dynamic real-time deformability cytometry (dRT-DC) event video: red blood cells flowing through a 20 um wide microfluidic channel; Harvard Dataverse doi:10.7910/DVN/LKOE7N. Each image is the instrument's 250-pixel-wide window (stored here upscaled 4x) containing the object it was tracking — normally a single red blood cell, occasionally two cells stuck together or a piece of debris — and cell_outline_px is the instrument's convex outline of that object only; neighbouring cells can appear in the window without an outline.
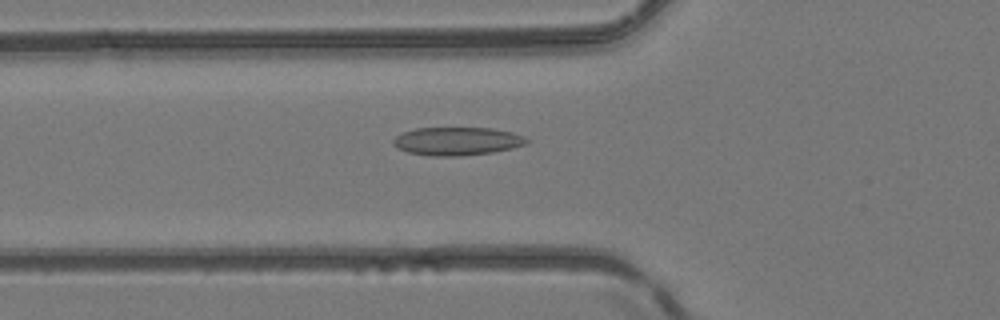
{"species": "common noctule bat (a hibernating species)", "species_latin": "Nyctalus noctula", "temperature_condition": "room temperature", "stored_images_in_passage": 51, "camera_frame_rate_fps": 3000, "um_per_image_px": 0.085, "animal": {"sex": "female", "body_mass_g": 24.6, "forearm_length_mm": 56.2}, "frame": {"image": 1, "passage_image": 19, "time_ms": 6.0, "image_size_px": [1000, 320], "cell_outline_px": [[528, 144], [512, 148], [492, 152], [460, 156], [428, 156], [408, 152], [396, 148], [392, 144], [392, 140], [396, 136], [404, 132], [416, 128], [492, 128], [512, 132], [524, 136], [528, 140]], "centroid_in_image_um": [38.84, 12.0], "position_along_channel_um": 87.0, "area_um2": 22.02}}
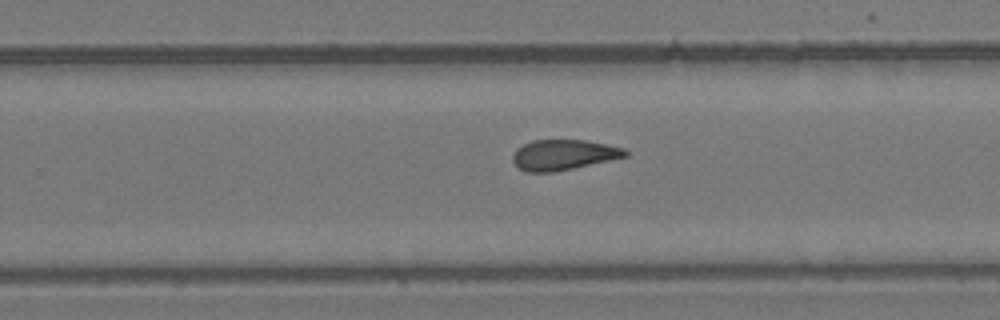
{"frame": {"image": 2, "passage_image": 33, "time_ms": 10.667, "image_size_px": [1000, 320], "cell_outline_px": [[628, 156], [572, 168], [552, 172], [528, 172], [520, 168], [512, 160], [512, 156], [516, 148], [532, 140], [584, 140], [624, 148], [628, 152]], "centroid_in_image_um": [47.87, 13.15], "position_along_channel_um": 281.9, "area_um2": 19.65}}
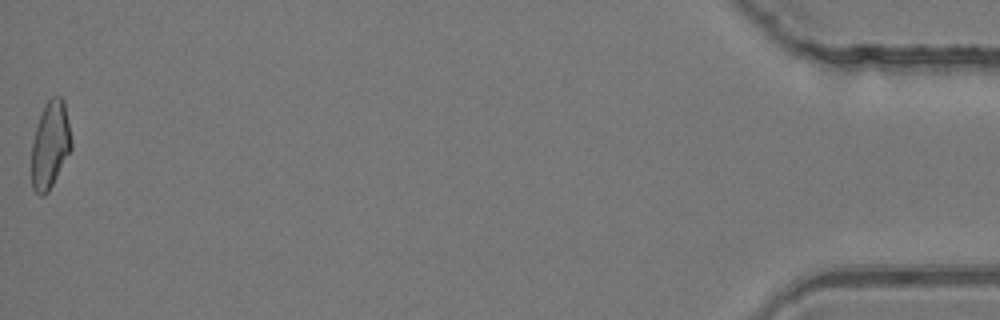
{"frame": {"image": 3, "passage_image": 51, "time_ms": 16.667, "image_size_px": [1000, 320], "cell_outline_px": [[72, 148], [48, 192], [44, 196], [40, 196], [32, 188], [32, 140], [44, 104], [52, 96], [60, 96], [64, 100], [72, 140]], "centroid_in_image_um": [4.27, 12.3], "position_along_channel_um": 430.9, "area_um2": 20.17}, "authors_computed_cell_mechanics": {"area_um2": 20.9236, "velocity_mm_per_s": 4.16, "shape_relaxation_time_tau1_ms": null, "shape_relaxation_time_tau2_ms": 4.8632, "deformation_change_tau1": null, "deformation_change_tau2": 0.1132}}